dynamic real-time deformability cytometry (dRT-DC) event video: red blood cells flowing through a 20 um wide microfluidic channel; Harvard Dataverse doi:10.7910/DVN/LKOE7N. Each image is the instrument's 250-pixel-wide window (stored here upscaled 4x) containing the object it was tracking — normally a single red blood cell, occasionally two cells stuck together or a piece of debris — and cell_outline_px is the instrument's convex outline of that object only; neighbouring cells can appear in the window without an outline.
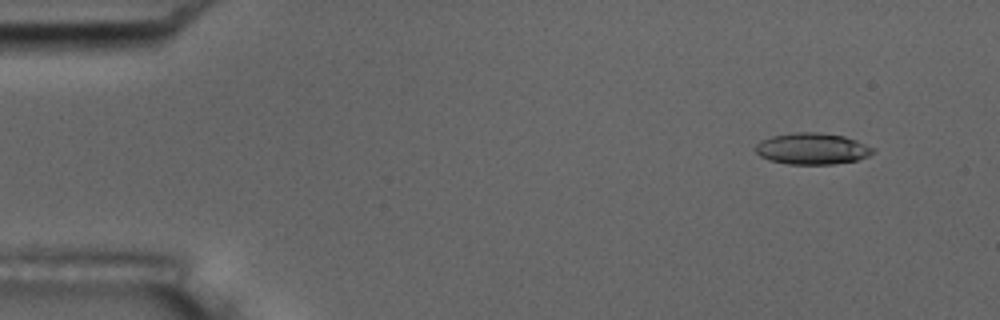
{"species": "common noctule bat (a hibernating species)", "species_latin": "Nyctalus noctula", "temperature_condition": "room temperature", "stored_images_in_passage": 4, "camera_frame_rate_fps": 3000, "um_per_image_px": 0.085, "animal": {"sex": "male", "body_mass_g": 17.5, "forearm_length_mm": 52.3}, "frame": {"image": 1, "passage_image": 1, "time_ms": 0.0, "image_size_px": [1000, 320], "cell_outline_px": [[876, 148], [868, 156], [856, 160], [832, 164], [788, 164], [768, 160], [760, 156], [756, 152], [756, 144], [760, 140], [772, 136], [792, 132], [816, 132], [844, 136], [856, 140]], "centroid_in_image_um": [69.01, 12.63], "position_along_channel_um": 16.0, "area_um2": 21.5}}